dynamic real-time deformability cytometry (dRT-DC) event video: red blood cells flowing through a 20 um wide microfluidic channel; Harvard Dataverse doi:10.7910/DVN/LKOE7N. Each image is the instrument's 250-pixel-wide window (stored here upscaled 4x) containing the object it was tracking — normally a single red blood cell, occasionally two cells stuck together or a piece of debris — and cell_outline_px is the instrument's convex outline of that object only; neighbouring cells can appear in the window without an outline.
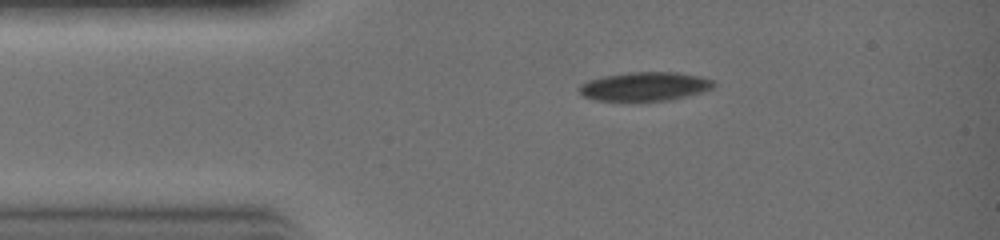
{"species": "common noctule bat (a hibernating species)", "species_latin": "Nyctalus noctula", "temperature_condition": "warm", "stored_images_in_passage": 7, "camera_frame_rate_fps": 3000, "um_per_image_px": 0.085, "animal": {"sex": "female", "body_mass_g": 19.0, "forearm_length_mm": 51.5}, "frame": {"image": 1, "passage_image": 1, "time_ms": 0.0, "image_size_px": [1000, 240], "cell_outline_px": [[716, 84], [712, 88], [700, 92], [668, 100], [596, 100], [584, 96], [580, 92], [580, 84], [588, 80], [604, 76], [628, 72], [676, 72], [700, 76], [712, 80]], "centroid_in_image_um": [54.8, 7.33], "position_along_channel_um": 30.2, "area_um2": 22.2}}
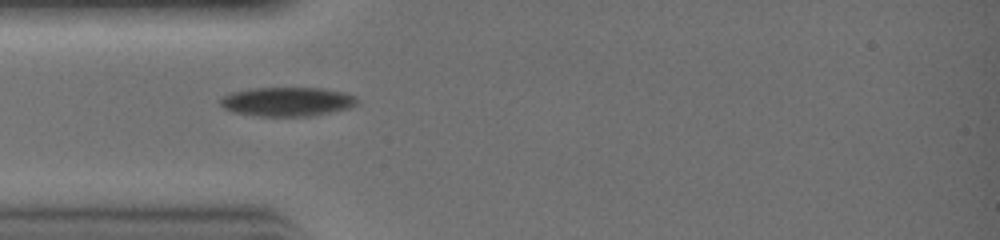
{"frame": {"image": 2, "passage_image": 3, "time_ms": 0.667, "image_size_px": [1000, 240], "cell_outline_px": [[356, 104], [348, 108], [308, 116], [260, 116], [236, 112], [224, 108], [220, 104], [220, 100], [224, 96], [232, 92], [252, 88], [324, 88], [344, 92], [356, 96]], "centroid_in_image_um": [24.41, 8.63], "position_along_channel_um": 60.6, "area_um2": 22.89}}